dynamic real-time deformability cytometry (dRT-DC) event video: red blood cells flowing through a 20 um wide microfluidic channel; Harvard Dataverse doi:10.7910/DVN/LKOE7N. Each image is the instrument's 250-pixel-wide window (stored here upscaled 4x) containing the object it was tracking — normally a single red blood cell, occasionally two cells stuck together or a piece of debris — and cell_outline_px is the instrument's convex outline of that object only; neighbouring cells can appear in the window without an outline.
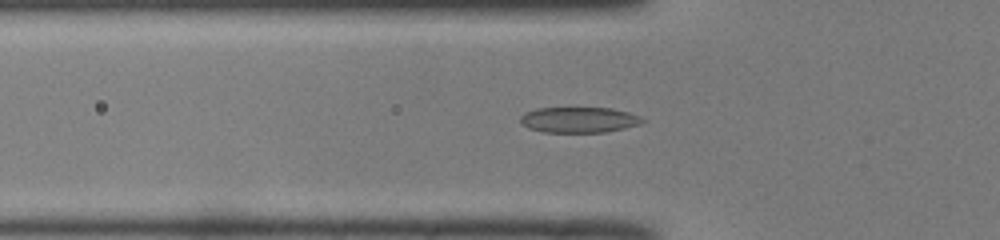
{"species": "common noctule bat (a hibernating species)", "species_latin": "Nyctalus noctula", "temperature_condition": "room temperature", "stored_images_in_passage": 36, "camera_frame_rate_fps": 3000, "um_per_image_px": 0.085, "animal": {"sex": "male", "body_mass_g": 19.0, "forearm_length_mm": 50.8}, "frame": {"image": 1, "passage_image": 2, "time_ms": 0.333, "image_size_px": [1000, 240], "cell_outline_px": [[648, 120], [640, 124], [624, 128], [604, 132], [544, 132], [528, 128], [520, 124], [520, 116], [524, 112], [536, 108], [612, 108], [628, 112], [640, 116]], "centroid_in_image_um": [49.2, 10.18], "position_along_channel_um": 76.6, "area_um2": 18.38}}
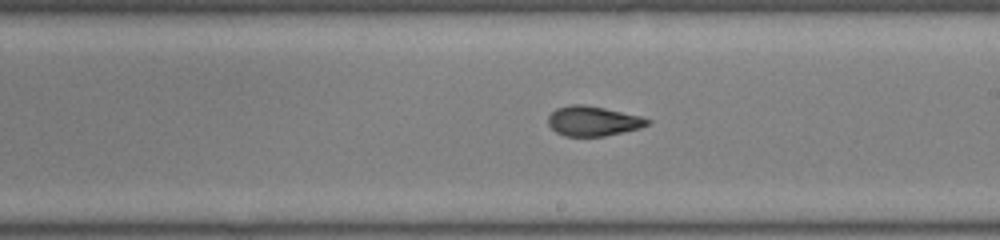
{"frame": {"image": 2, "passage_image": 14, "time_ms": 4.333, "image_size_px": [1000, 240], "cell_outline_px": [[652, 120], [648, 124], [640, 128], [604, 136], [564, 136], [556, 132], [548, 124], [548, 116], [556, 108], [572, 104], [584, 104], [604, 108], [640, 116]], "centroid_in_image_um": [50.39, 10.29], "position_along_channel_um": 238.6, "area_um2": 17.17}}
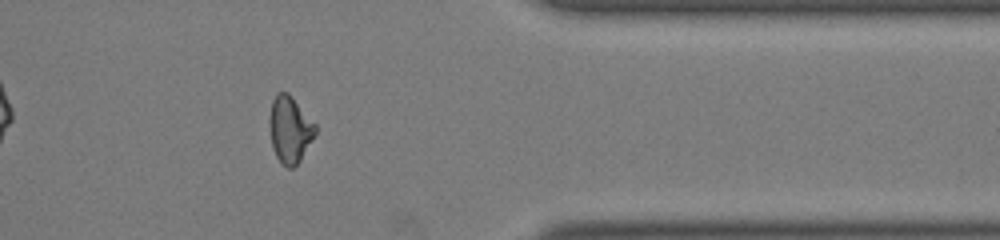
{"frame": {"image": 3, "passage_image": 26, "time_ms": 8.333, "image_size_px": [1000, 240], "cell_outline_px": [[316, 132], [300, 160], [292, 168], [288, 168], [276, 156], [272, 148], [268, 120], [272, 100], [276, 92], [288, 92], [292, 96], [316, 124]], "centroid_in_image_um": [24.61, 10.96], "position_along_channel_um": 386.8, "area_um2": 17.8}, "authors_computed_cell_mechanics": {"area_um2": 17.6868, "velocity_mm_per_s": 4.0493, "shape_relaxation_time_tau1_ms": 5.9517, "shape_relaxation_time_tau2_ms": 1.4664, "deformation_change_tau1": 0.2182, "deformation_change_tau2": 0.0787}}